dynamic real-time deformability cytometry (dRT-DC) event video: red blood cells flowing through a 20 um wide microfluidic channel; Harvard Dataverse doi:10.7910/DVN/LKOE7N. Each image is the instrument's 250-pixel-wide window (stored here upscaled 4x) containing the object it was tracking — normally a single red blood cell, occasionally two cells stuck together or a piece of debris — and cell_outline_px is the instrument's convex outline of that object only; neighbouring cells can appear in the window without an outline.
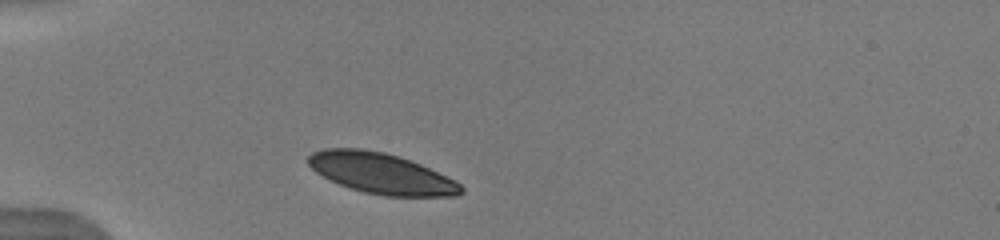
{"species": "human", "species_latin": "Homo sapiens", "temperature_condition": "warm", "stored_images_in_passage": 2, "camera_frame_rate_fps": 3000, "um_per_image_px": 0.085, "donor": {"sex": "male"}, "frame": {"image": 1, "passage_image": 1, "time_ms": 0.0, "image_size_px": [1000, 240], "cell_outline_px": [[464, 192], [456, 196], [384, 196], [364, 192], [340, 184], [316, 172], [308, 164], [308, 156], [312, 152], [324, 148], [360, 148], [384, 152], [400, 156], [420, 164], [456, 180], [464, 188]], "centroid_in_image_um": [32.43, 14.73], "position_along_channel_um": 52.6, "area_um2": 36.13}}